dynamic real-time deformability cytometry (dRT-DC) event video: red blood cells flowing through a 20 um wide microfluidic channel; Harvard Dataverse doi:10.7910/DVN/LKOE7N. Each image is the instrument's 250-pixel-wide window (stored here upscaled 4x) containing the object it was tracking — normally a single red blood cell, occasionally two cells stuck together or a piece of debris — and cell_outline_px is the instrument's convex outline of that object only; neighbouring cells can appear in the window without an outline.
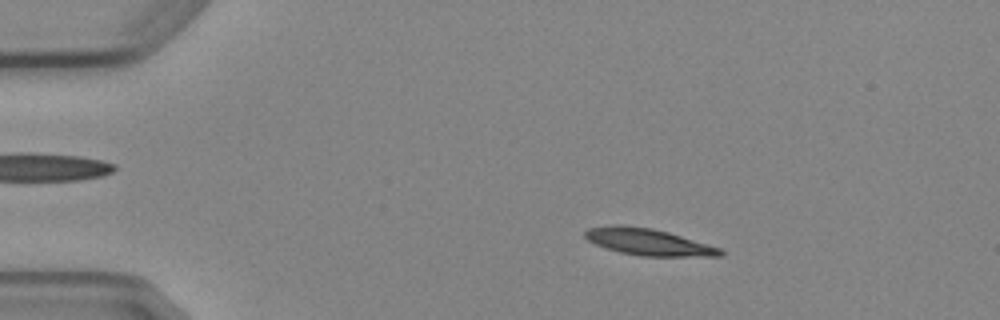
{"species": "Egyptian fruit bat (a non-hibernating species)", "species_latin": "Rousettus aegyptiacus", "temperature_condition": "cold", "stored_images_in_passage": 7, "camera_frame_rate_fps": 3000, "um_per_image_px": 0.085, "animal": {"sex": "female"}, "frame": {"image": 1, "passage_image": 3, "time_ms": 2.333, "image_size_px": [1000, 320], "cell_outline_px": [[724, 256], [640, 256], [620, 252], [596, 244], [588, 240], [584, 236], [584, 232], [588, 228], [612, 224], [624, 224], [652, 228], [668, 232], [724, 248]], "centroid_in_image_um": [55.15, 20.55], "position_along_channel_um": 29.9, "area_um2": 21.27}}
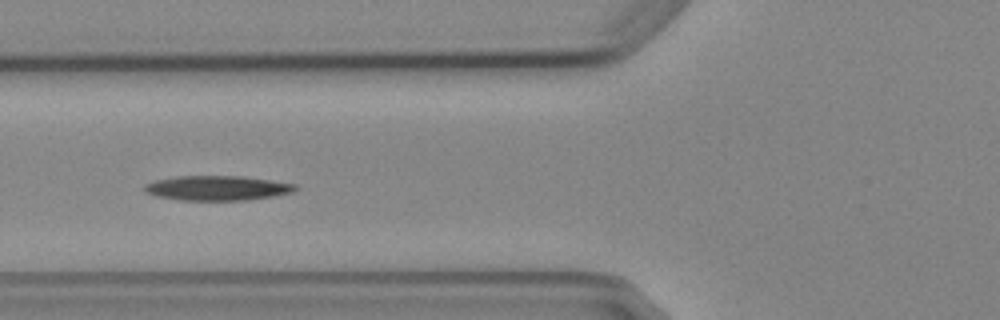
{"frame": {"image": 2, "passage_image": 6, "time_ms": 6.0, "image_size_px": [1000, 320], "cell_outline_px": [[296, 188], [292, 192], [272, 196], [248, 200], [180, 200], [156, 196], [144, 192], [144, 184], [156, 180], [176, 176], [240, 176], [296, 184]], "centroid_in_image_um": [18.41, 15.98], "position_along_channel_um": 107.4, "area_um2": 21.56}}
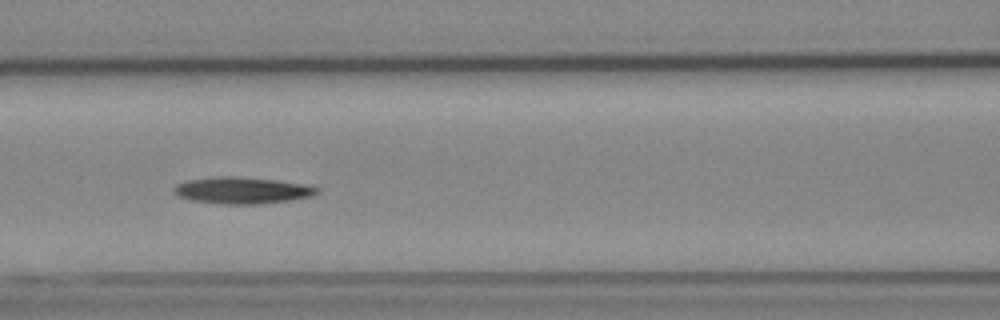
{"frame": {"image": 3, "passage_image": 7, "time_ms": 7.0, "image_size_px": [1000, 320], "cell_outline_px": [[320, 192], [312, 196], [292, 200], [260, 204], [224, 204], [192, 200], [176, 196], [172, 192], [172, 188], [176, 184], [188, 180], [212, 176], [232, 176], [276, 180], [312, 184], [320, 188]], "centroid_in_image_um": [20.62, 16.17], "position_along_channel_um": 146.0, "area_um2": 22.66}}